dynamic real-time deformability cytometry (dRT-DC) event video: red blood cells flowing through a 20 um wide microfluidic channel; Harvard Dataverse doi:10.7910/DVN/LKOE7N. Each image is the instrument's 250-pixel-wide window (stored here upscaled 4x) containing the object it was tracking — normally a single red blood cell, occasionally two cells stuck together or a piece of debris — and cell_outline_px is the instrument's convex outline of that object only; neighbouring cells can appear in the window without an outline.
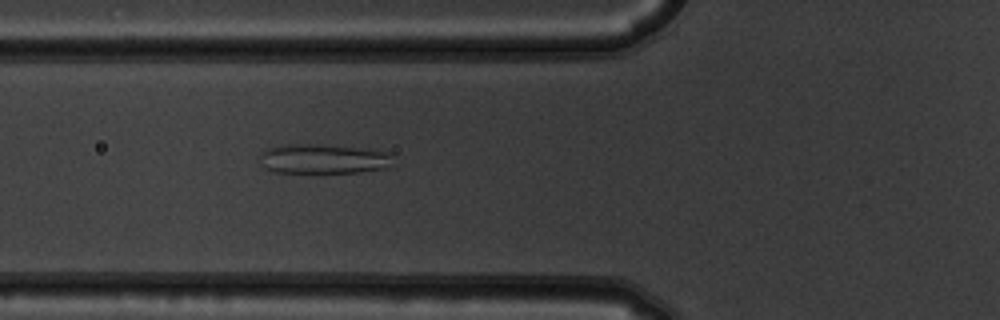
{"species": "common noctule bat (a hibernating species)", "species_latin": "Nyctalus noctula", "temperature_condition": "warm", "stored_images_in_passage": 6, "camera_frame_rate_fps": 3000, "um_per_image_px": 0.085, "animal": {"sex": "male", "body_mass_g": 19.5, "forearm_length_mm": 54.6}, "frame": {"image": 1, "passage_image": 6, "time_ms": 1.667, "image_size_px": [1000, 320], "cell_outline_px": [[392, 156], [384, 168], [356, 172], [272, 172], [264, 168], [260, 156], [268, 148], [284, 144], [316, 144], [376, 148], [392, 152]], "centroid_in_image_um": [27.5, 13.47], "position_along_channel_um": 98.3, "area_um2": 23.06}}